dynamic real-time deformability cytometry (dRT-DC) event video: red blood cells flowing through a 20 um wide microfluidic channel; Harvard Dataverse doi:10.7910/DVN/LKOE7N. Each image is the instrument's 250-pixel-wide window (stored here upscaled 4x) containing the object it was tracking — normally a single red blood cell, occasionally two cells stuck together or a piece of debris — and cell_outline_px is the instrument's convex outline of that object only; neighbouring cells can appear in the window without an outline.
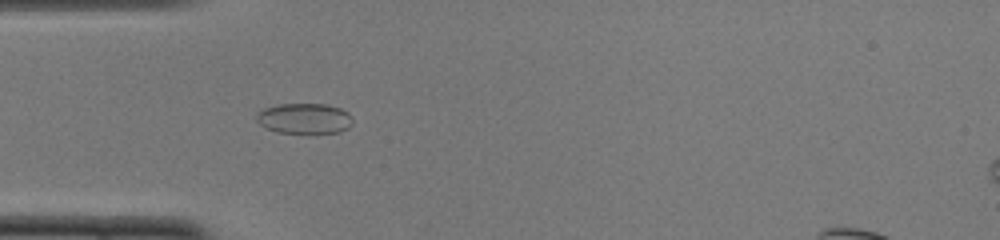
{"species": "common noctule bat (a hibernating species)", "species_latin": "Nyctalus noctula", "temperature_condition": "cold", "stored_images_in_passage": 51, "segment_of_instrument_passage": [1, 3], "camera_frame_rate_fps": 3000, "um_per_image_px": 0.085, "animal": {"sex": "female", "body_mass_g": 22.0, "forearm_length_mm": 56.7}, "frame": {"image": 1, "passage_image": 14, "time_ms": 4.333, "image_size_px": [1000, 240], "cell_outline_px": [[352, 124], [348, 128], [340, 132], [276, 132], [264, 128], [256, 120], [256, 112], [264, 108], [280, 104], [324, 104], [340, 108], [348, 112], [352, 116]], "centroid_in_image_um": [25.86, 10.06], "position_along_channel_um": 59.1, "area_um2": 17.05}}
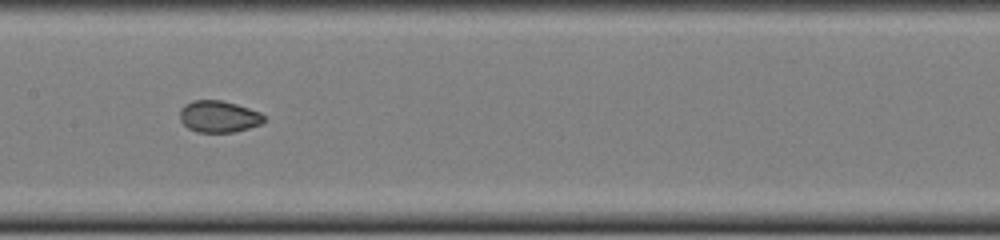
{"frame": {"image": 2, "passage_image": 24, "time_ms": 7.667, "image_size_px": [1000, 240], "cell_outline_px": [[264, 120], [260, 124], [248, 128], [232, 132], [196, 132], [188, 128], [180, 120], [180, 108], [184, 104], [192, 100], [220, 100], [236, 104], [260, 112], [264, 116]], "centroid_in_image_um": [18.55, 9.9], "position_along_channel_um": 188.8, "area_um2": 15.49}}
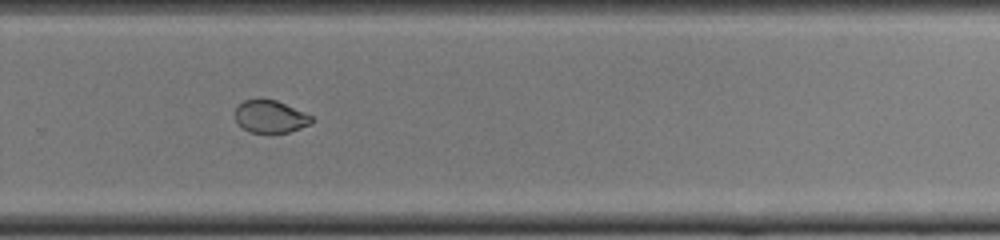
{"frame": {"image": 3, "passage_image": 33, "time_ms": 10.667, "image_size_px": [1000, 240], "cell_outline_px": [[312, 124], [288, 132], [248, 132], [236, 120], [236, 108], [244, 100], [260, 96], [276, 100], [304, 112], [312, 116]], "centroid_in_image_um": [22.97, 9.87], "position_along_channel_um": 306.8, "area_um2": 14.57}}